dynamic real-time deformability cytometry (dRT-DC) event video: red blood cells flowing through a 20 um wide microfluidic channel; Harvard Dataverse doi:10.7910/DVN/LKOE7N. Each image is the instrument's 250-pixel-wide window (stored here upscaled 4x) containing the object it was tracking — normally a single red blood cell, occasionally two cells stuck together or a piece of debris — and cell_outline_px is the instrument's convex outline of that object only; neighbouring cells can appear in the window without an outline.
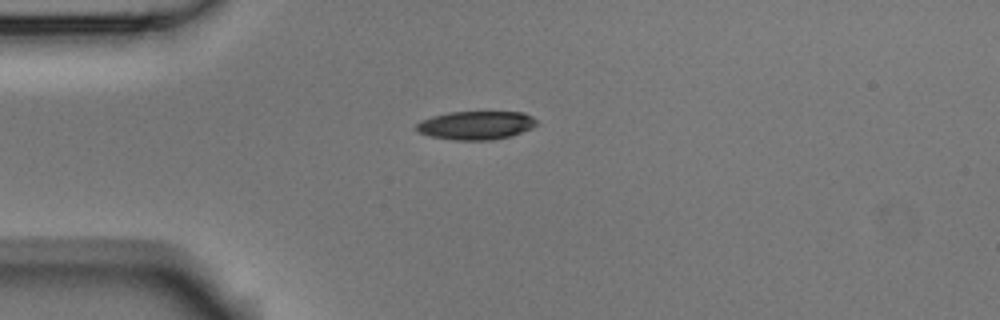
{"species": "Egyptian fruit bat (a non-hibernating species)", "species_latin": "Rousettus aegyptiacus", "temperature_condition": "room temperature", "stored_images_in_passage": 5, "camera_frame_rate_fps": 3000, "um_per_image_px": 0.085, "animal": {"sex": "male"}, "frame": {"image": 1, "passage_image": 1, "time_ms": 0.0, "image_size_px": [1000, 320], "cell_outline_px": [[536, 124], [532, 128], [512, 136], [492, 140], [456, 140], [432, 136], [420, 132], [416, 128], [416, 124], [420, 120], [432, 116], [448, 112], [524, 112], [532, 116], [536, 120]], "centroid_in_image_um": [40.48, 10.64], "position_along_channel_um": 44.5, "area_um2": 19.94}}
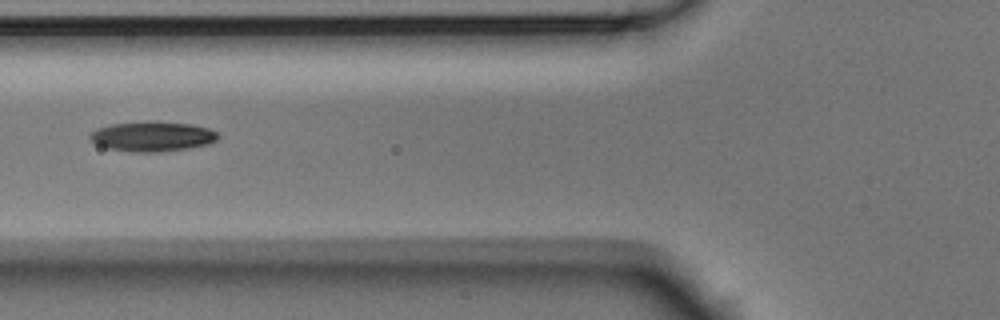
{"frame": {"image": 2, "passage_image": 3, "time_ms": 0.667, "image_size_px": [1000, 320], "cell_outline_px": [[220, 136], [216, 140], [208, 144], [188, 148], [156, 152], [132, 152], [108, 148], [96, 144], [88, 136], [96, 128], [112, 124], [148, 120], [156, 120], [192, 124], [208, 128], [216, 132]], "centroid_in_image_um": [12.95, 11.57], "position_along_channel_um": 112.8, "area_um2": 22.54}}
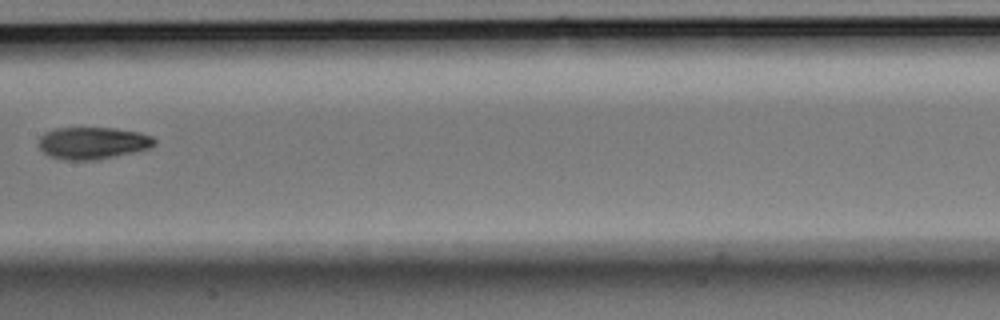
{"frame": {"image": 3, "passage_image": 5, "time_ms": 1.333, "image_size_px": [1000, 320], "cell_outline_px": [[156, 144], [148, 148], [132, 152], [92, 160], [64, 160], [52, 156], [44, 152], [40, 148], [40, 136], [44, 132], [56, 128], [112, 128], [140, 132], [152, 136], [156, 140]], "centroid_in_image_um": [7.88, 12.14], "position_along_channel_um": 199.5, "area_um2": 21.33}}